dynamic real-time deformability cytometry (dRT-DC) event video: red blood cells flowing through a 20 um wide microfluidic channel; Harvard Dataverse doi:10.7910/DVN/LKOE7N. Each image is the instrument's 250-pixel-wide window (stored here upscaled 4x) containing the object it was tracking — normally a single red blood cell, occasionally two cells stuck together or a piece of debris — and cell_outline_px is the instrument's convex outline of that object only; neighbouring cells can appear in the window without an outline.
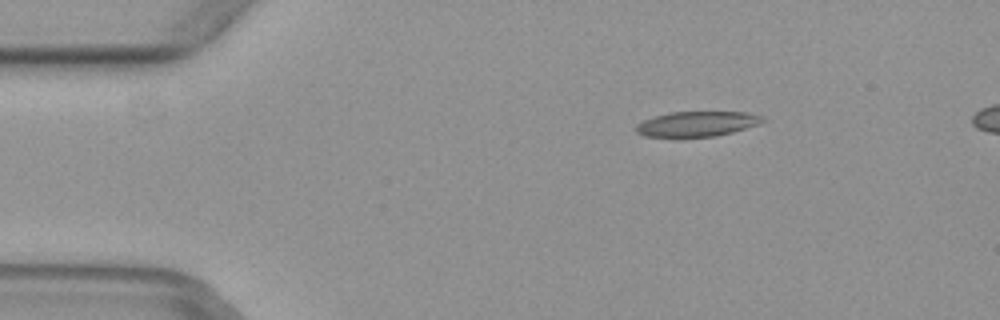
{"species": "common noctule bat (a hibernating species)", "species_latin": "Nyctalus noctula", "temperature_condition": "warm", "stored_images_in_passage": 3, "camera_frame_rate_fps": 3000, "um_per_image_px": 0.085, "animal": {"sex": "female", "body_mass_g": 29.2, "forearm_length_mm": 56.3}, "frame": {"image": 1, "passage_image": 1, "time_ms": 0.0, "image_size_px": [1000, 320], "cell_outline_px": [[768, 120], [760, 124], [732, 132], [716, 136], [680, 140], [644, 136], [636, 132], [636, 124], [652, 116], [668, 112], [744, 112], [764, 116]], "centroid_in_image_um": [59.2, 10.57], "position_along_channel_um": 25.8, "area_um2": 19.54}}